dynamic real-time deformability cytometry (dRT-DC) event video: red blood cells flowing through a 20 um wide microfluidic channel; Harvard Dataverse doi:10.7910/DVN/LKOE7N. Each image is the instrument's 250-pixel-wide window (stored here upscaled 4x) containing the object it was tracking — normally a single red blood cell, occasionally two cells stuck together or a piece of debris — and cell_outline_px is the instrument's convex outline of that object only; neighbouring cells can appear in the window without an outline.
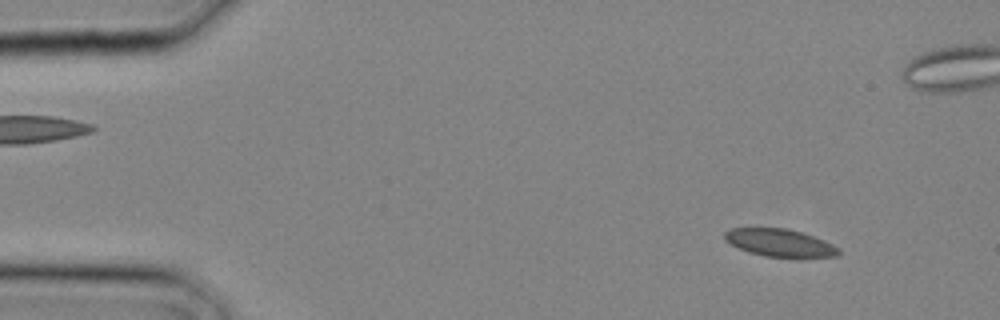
{"species": "common noctule bat (a hibernating species)", "species_latin": "Nyctalus noctula", "temperature_condition": "cold", "stored_images_in_passage": 3, "camera_frame_rate_fps": 3000, "um_per_image_px": 0.085, "animal": {"sex": "male", "body_mass_g": 20.4}, "frame": {"image": 1, "passage_image": 1, "time_ms": 0.0, "image_size_px": [1000, 320], "cell_outline_px": [[840, 252], [836, 256], [800, 260], [796, 260], [764, 256], [748, 252], [724, 240], [724, 232], [732, 228], [784, 228], [800, 232], [824, 240], [840, 248]], "centroid_in_image_um": [66.34, 20.69], "position_along_channel_um": 18.7, "area_um2": 18.96}}